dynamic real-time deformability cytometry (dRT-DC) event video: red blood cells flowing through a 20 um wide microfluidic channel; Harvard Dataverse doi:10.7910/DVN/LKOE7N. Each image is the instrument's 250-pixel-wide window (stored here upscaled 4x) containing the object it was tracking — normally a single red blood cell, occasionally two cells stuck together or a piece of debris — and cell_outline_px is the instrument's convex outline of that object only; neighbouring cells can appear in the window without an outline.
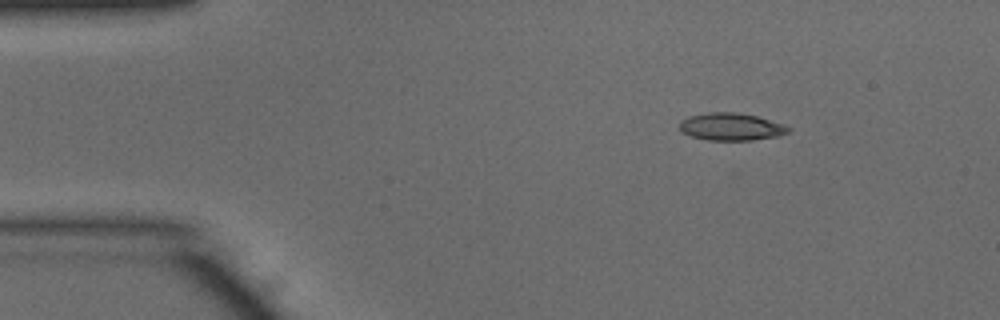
{"species": "common noctule bat (a hibernating species)", "species_latin": "Nyctalus noctula", "temperature_condition": "warm", "stored_images_in_passage": 44, "camera_frame_rate_fps": 3000, "um_per_image_px": 0.085, "animal": {"sex": "male", "body_mass_g": 15.6}, "frame": {"image": 1, "passage_image": 1, "time_ms": 0.0, "image_size_px": [1000, 320], "cell_outline_px": [[792, 128], [788, 132], [776, 136], [752, 140], [708, 140], [692, 136], [680, 132], [680, 120], [688, 116], [708, 112], [736, 112], [756, 116], [784, 124]], "centroid_in_image_um": [62.12, 10.76], "position_along_channel_um": 22.9, "area_um2": 17.4}}
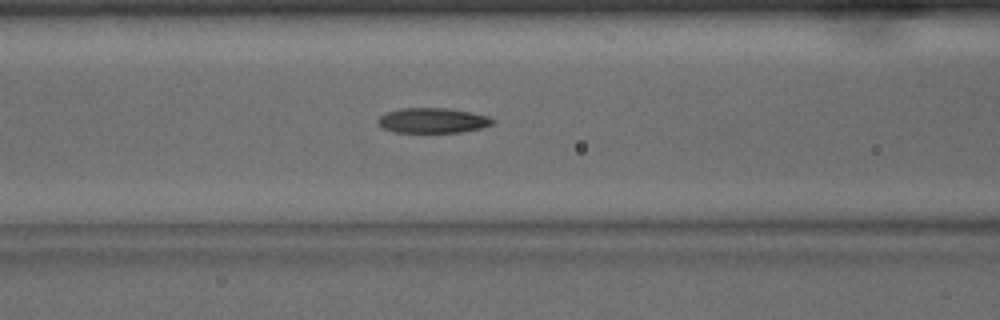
{"frame": {"image": 2, "passage_image": 14, "time_ms": 4.333, "image_size_px": [1000, 320], "cell_outline_px": [[496, 120], [492, 124], [480, 128], [460, 132], [392, 132], [376, 124], [376, 120], [380, 116], [388, 112], [400, 108], [448, 108], [488, 116]], "centroid_in_image_um": [36.74, 10.24], "position_along_channel_um": 129.9, "area_um2": 16.7}}
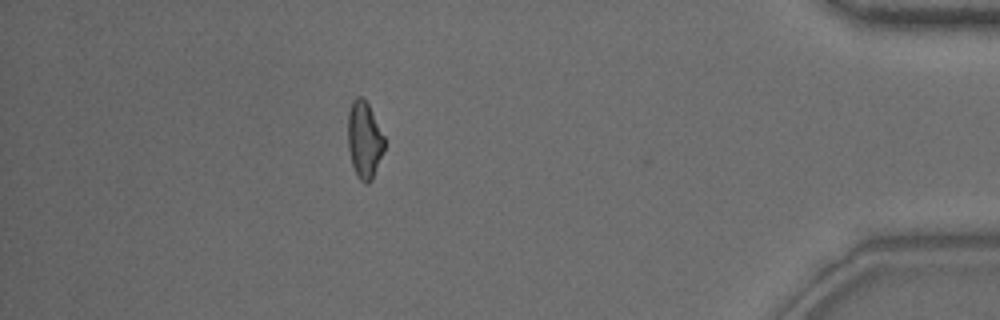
{"frame": {"image": 3, "passage_image": 38, "time_ms": 12.333, "image_size_px": [1000, 320], "cell_outline_px": [[384, 148], [372, 180], [368, 184], [364, 184], [356, 176], [352, 164], [348, 148], [348, 112], [352, 100], [356, 96], [360, 96], [368, 104], [384, 136]], "centroid_in_image_um": [30.95, 11.9], "position_along_channel_um": 404.3, "area_um2": 16.3}, "authors_computed_cell_mechanics": {"area_um2": 16.9065, "velocity_mm_per_s": 4.0347, "shape_relaxation_time_tau1_ms": 7.4146, "shape_relaxation_time_tau2_ms": 3.7642, "deformation_change_tau1": 0.2167, "deformation_change_tau2": 0.1151}}